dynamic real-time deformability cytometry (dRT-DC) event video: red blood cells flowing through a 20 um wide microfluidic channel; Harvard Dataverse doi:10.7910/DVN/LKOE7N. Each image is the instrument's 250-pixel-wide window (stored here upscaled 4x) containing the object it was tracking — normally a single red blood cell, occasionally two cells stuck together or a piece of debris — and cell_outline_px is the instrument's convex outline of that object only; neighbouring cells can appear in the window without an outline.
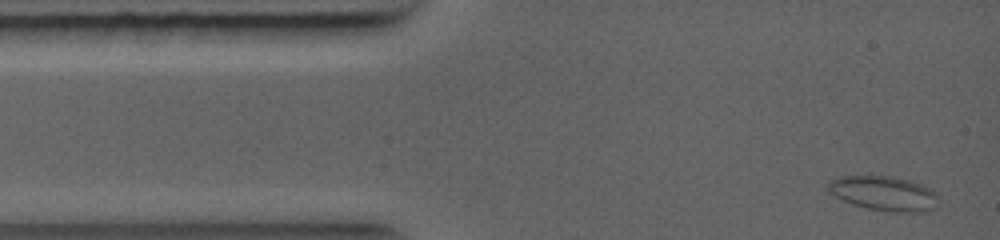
{"species": "common noctule bat (a hibernating species)", "species_latin": "Nyctalus noctula", "temperature_condition": "warm", "stored_images_in_passage": 7, "camera_frame_rate_fps": 5000, "um_per_image_px": 0.085, "animal": {"sex": "female", "body_mass_g": 19.0, "forearm_length_mm": 56.7}, "frame": {"image": 1, "passage_image": 1, "time_ms": 0.0, "image_size_px": [1000, 240], "cell_outline_px": [[936, 208], [928, 212], [888, 212], [868, 208], [852, 204], [836, 196], [824, 188], [828, 180], [840, 176], [892, 176], [924, 184], [932, 188], [936, 192]], "centroid_in_image_um": [75.13, 16.43], "position_along_channel_um": 9.9, "area_um2": 22.6}}